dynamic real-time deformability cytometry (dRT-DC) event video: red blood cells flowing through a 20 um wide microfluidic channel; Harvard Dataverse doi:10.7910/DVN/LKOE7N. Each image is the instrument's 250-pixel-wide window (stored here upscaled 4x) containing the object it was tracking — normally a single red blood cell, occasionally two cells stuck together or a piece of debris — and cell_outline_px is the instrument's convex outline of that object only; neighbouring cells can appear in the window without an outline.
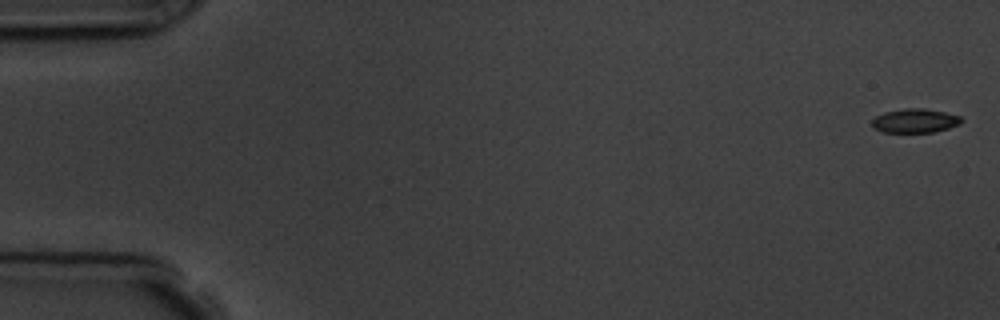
{"species": "common noctule bat (a hibernating species)", "species_latin": "Nyctalus noctula", "temperature_condition": "room temperature", "stored_images_in_passage": 6, "camera_frame_rate_fps": 3000, "um_per_image_px": 0.085, "animal": {"sex": "male", "body_mass_g": 19.5, "forearm_length_mm": 54.6}, "frame": {"image": 1, "passage_image": 1, "time_ms": 0.0, "image_size_px": [1000, 320], "cell_outline_px": [[964, 120], [960, 124], [948, 128], [932, 132], [884, 132], [872, 128], [872, 120], [876, 116], [884, 112], [904, 108], [924, 108], [944, 112], [960, 116]], "centroid_in_image_um": [77.77, 10.26], "position_along_channel_um": 7.2, "area_um2": 12.54}}